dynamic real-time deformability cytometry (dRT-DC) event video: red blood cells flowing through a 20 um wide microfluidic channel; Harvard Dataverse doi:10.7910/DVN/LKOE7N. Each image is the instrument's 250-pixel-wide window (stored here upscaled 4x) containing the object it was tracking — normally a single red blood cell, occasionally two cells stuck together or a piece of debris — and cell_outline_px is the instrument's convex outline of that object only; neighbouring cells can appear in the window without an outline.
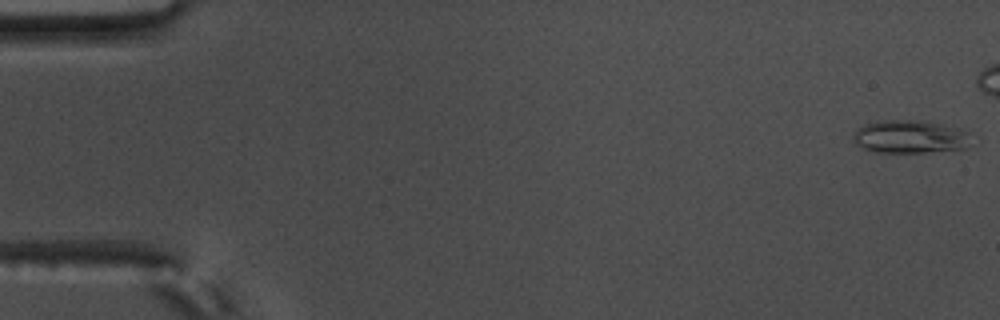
{"species": "common noctule bat (a hibernating species)", "species_latin": "Nyctalus noctula", "temperature_condition": "warm", "stored_images_in_passage": 50, "segment_of_instrument_passage": [1, 2], "camera_frame_rate_fps": 3000, "um_per_image_px": 0.085, "animal": {"sex": "male", "body_mass_g": 17.5, "forearm_length_mm": 52.3}, "frame": {"image": 1, "passage_image": 1, "time_ms": 0.0, "image_size_px": [1000, 320], "cell_outline_px": [[972, 144], [964, 148], [924, 152], [872, 152], [856, 144], [852, 140], [852, 132], [856, 128], [864, 124], [876, 120], [928, 120], [960, 128], [968, 132]], "centroid_in_image_um": [77.32, 11.6], "position_along_channel_um": 7.7, "area_um2": 23.24}}
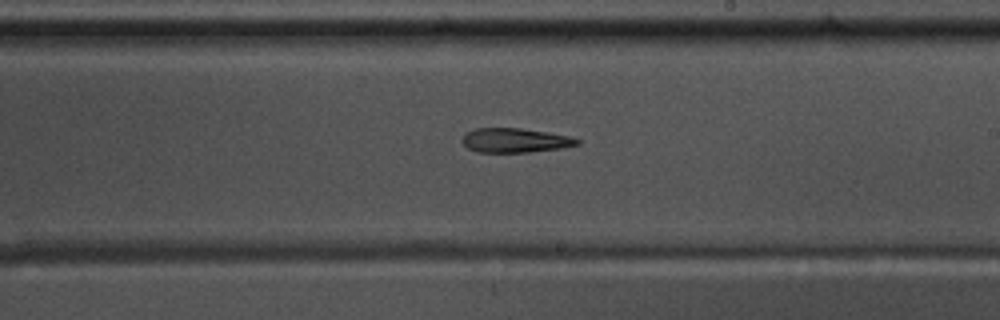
{"frame": {"image": 2, "passage_image": 34, "time_ms": 11.0, "image_size_px": [1000, 320], "cell_outline_px": [[580, 144], [560, 148], [528, 152], [476, 152], [468, 148], [460, 140], [464, 132], [476, 128], [520, 128], [548, 132], [568, 136], [580, 140]], "centroid_in_image_um": [43.72, 11.92], "position_along_channel_um": 245.3, "area_um2": 16.36}}
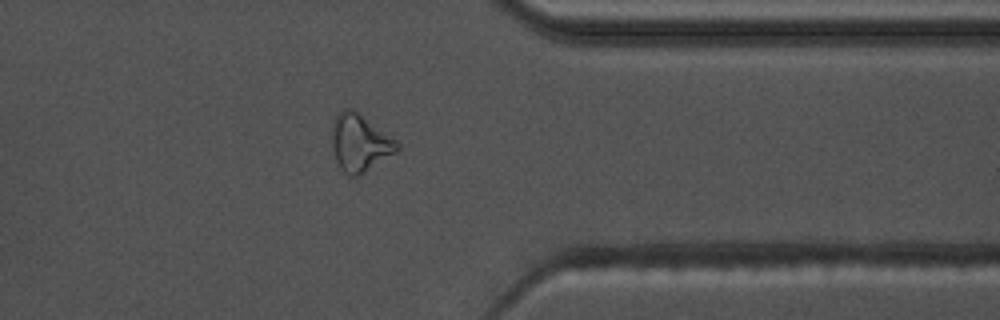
{"frame": {"image": 3, "passage_image": 46, "time_ms": 15.0, "image_size_px": [1000, 320], "cell_outline_px": [[400, 148], [396, 152], [364, 172], [356, 176], [348, 176], [340, 168], [336, 160], [332, 148], [332, 128], [336, 116], [344, 108], [352, 108], [396, 140], [400, 144]], "centroid_in_image_um": [30.57, 12.15], "position_along_channel_um": 380.8, "area_um2": 21.39}}